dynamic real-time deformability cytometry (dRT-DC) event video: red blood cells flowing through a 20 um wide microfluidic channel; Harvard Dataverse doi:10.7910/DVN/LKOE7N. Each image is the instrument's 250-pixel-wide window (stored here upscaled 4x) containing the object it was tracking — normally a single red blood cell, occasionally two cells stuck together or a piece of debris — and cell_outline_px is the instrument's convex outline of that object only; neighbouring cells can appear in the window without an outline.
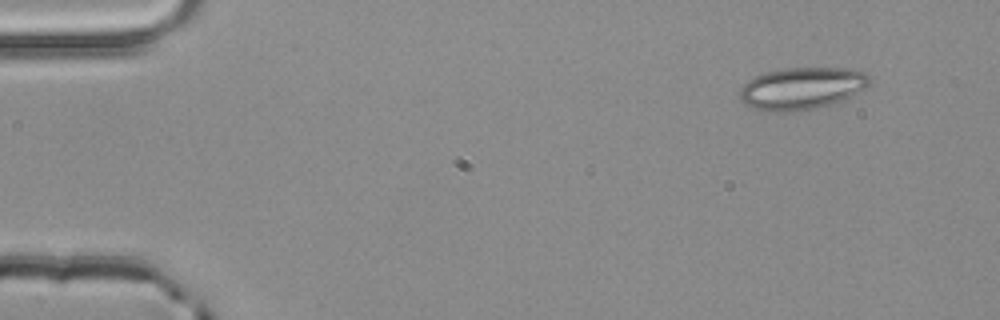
{"species": "common noctule bat (a hibernating species)", "species_latin": "Nyctalus noctula", "temperature_condition": "room temperature", "stored_images_in_passage": 49, "camera_frame_rate_fps": 3000, "um_per_image_px": 0.085, "animal": {"sex": "male", "body_mass_g": 20.4}, "frame": {"image": 1, "passage_image": 1, "time_ms": 0.0, "image_size_px": [1000, 320], "cell_outline_px": [[872, 80], [864, 88], [852, 96], [844, 100], [832, 104], [816, 108], [788, 112], [776, 112], [752, 108], [740, 100], [740, 88], [748, 80], [764, 72], [784, 68], [848, 68], [868, 72]], "centroid_in_image_um": [68.18, 7.5], "position_along_channel_um": 16.8, "area_um2": 32.14}}
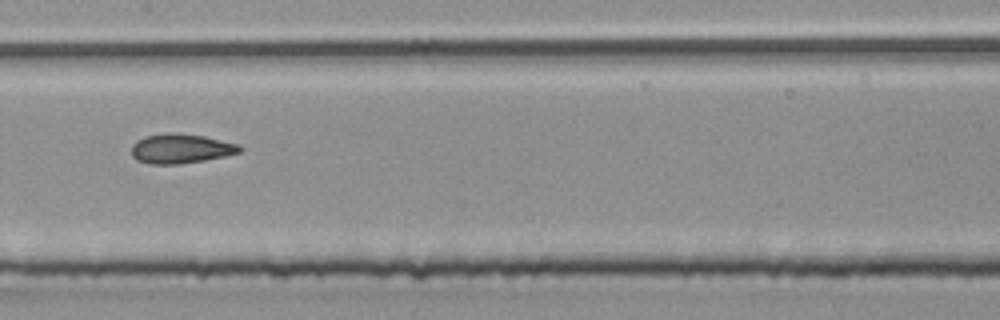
{"frame": {"image": 2, "passage_image": 23, "time_ms": 7.333, "image_size_px": [1000, 320], "cell_outline_px": [[244, 148], [240, 152], [224, 156], [204, 160], [180, 164], [152, 164], [136, 160], [132, 156], [132, 144], [136, 140], [144, 136], [168, 132], [176, 132], [204, 136], [240, 144]], "centroid_in_image_um": [15.37, 12.62], "position_along_channel_um": 192.0, "area_um2": 18.84}}
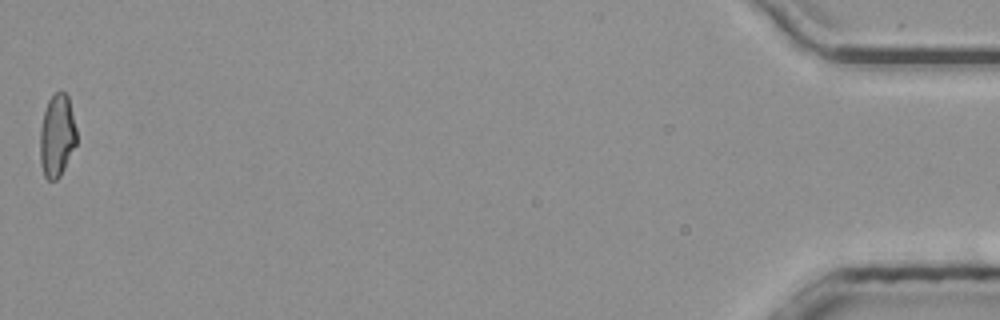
{"frame": {"image": 3, "passage_image": 49, "time_ms": 16.0, "image_size_px": [1000, 320], "cell_outline_px": [[76, 144], [60, 176], [56, 180], [48, 180], [44, 176], [40, 164], [40, 128], [44, 112], [48, 100], [56, 92], [64, 92], [68, 96], [76, 128]], "centroid_in_image_um": [4.83, 11.55], "position_along_channel_um": 430.4, "area_um2": 17.51}, "authors_computed_cell_mechanics": {"area_um2": 18.3226, "velocity_mm_per_s": 3.94, "shape_relaxation_time_tau1_ms": null, "shape_relaxation_time_tau2_ms": 1.6921, "deformation_change_tau1": null, "deformation_change_tau2": 0.0726}}